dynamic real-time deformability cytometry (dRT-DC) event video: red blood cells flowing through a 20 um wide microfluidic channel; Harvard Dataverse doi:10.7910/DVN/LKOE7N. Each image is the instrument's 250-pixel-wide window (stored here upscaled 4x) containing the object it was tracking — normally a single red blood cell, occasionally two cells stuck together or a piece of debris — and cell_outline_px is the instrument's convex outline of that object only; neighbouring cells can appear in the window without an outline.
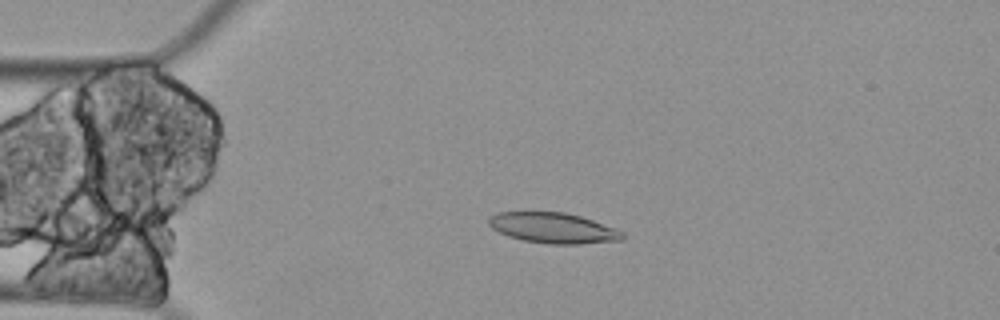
{"species": "Egyptian fruit bat (a non-hibernating species)", "species_latin": "Rousettus aegyptiacus", "temperature_condition": "cold", "stored_images_in_passage": 60, "camera_frame_rate_fps": 3000, "um_per_image_px": 0.085, "animal": {"sex": "female"}, "frame": {"image": 1, "passage_image": 14, "time_ms": 4.333, "image_size_px": [1000, 320], "cell_outline_px": [[624, 240], [580, 244], [548, 244], [524, 240], [508, 236], [492, 228], [488, 224], [488, 220], [496, 212], [564, 212], [580, 216], [616, 228], [624, 232]], "centroid_in_image_um": [47.05, 19.38], "position_along_channel_um": 37.9, "area_um2": 23.76}}
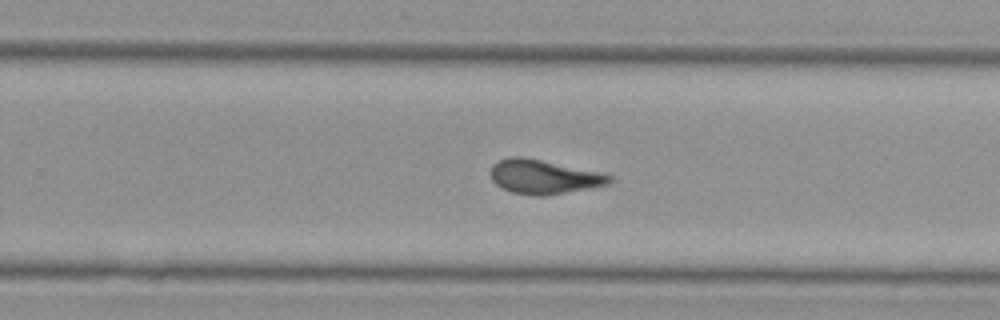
{"frame": {"image": 2, "passage_image": 38, "time_ms": 12.333, "image_size_px": [1000, 320], "cell_outline_px": [[616, 180], [608, 184], [588, 188], [544, 196], [532, 196], [512, 192], [496, 184], [492, 180], [492, 164], [508, 156], [520, 156], [604, 172], [612, 176]], "centroid_in_image_um": [46.27, 15.02], "position_along_channel_um": 283.5, "area_um2": 23.7}}
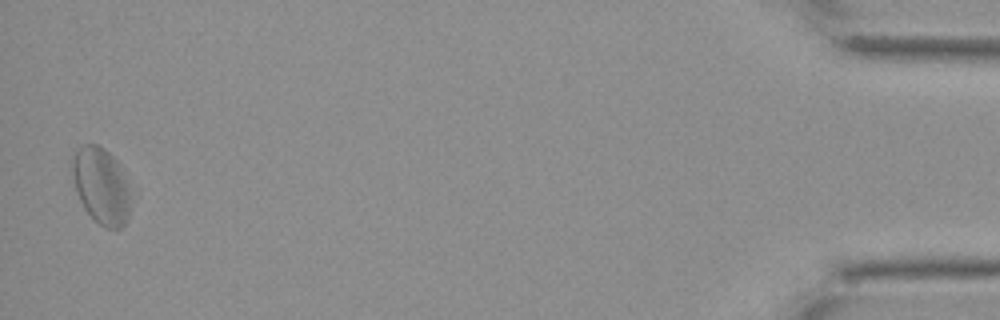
{"frame": {"image": 3, "passage_image": 59, "time_ms": 19.333, "image_size_px": [1000, 320], "cell_outline_px": [[128, 220], [120, 228], [104, 228], [84, 208], [76, 192], [72, 176], [72, 160], [76, 152], [84, 144], [96, 144], [104, 148], [120, 164], [128, 188]], "centroid_in_image_um": [8.58, 15.78], "position_along_channel_um": 426.6, "area_um2": 25.49}, "authors_computed_cell_mechanics": {"area_um2": 23.5824, "velocity_mm_per_s": 3.2986, "shape_relaxation_time_tau1_ms": null, "shape_relaxation_time_tau2_ms": 3.5992, "deformation_change_tau1": null, "deformation_change_tau2": 0.115}}